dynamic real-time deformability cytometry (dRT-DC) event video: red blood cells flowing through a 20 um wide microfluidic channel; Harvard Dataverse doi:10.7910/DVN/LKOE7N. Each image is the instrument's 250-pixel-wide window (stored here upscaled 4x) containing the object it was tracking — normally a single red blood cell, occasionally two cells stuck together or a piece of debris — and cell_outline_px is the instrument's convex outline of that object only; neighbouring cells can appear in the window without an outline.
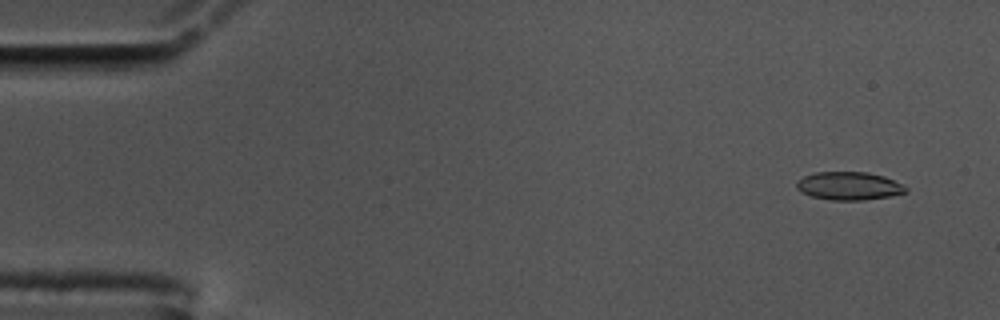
{"species": "common noctule bat (a hibernating species)", "species_latin": "Nyctalus noctula", "temperature_condition": "cold", "stored_images_in_passage": 57, "camera_frame_rate_fps": 3000, "um_per_image_px": 0.085, "animal": {"sex": "male", "body_mass_g": 17.5, "forearm_length_mm": 52.3}, "frame": {"image": 1, "passage_image": 4, "time_ms": 1.0, "image_size_px": [1000, 320], "cell_outline_px": [[908, 192], [892, 196], [864, 200], [832, 200], [812, 196], [800, 192], [796, 188], [796, 180], [804, 176], [816, 172], [868, 172], [884, 176], [904, 184], [908, 188]], "centroid_in_image_um": [72.19, 15.8], "position_along_channel_um": 12.8, "area_um2": 18.15}}
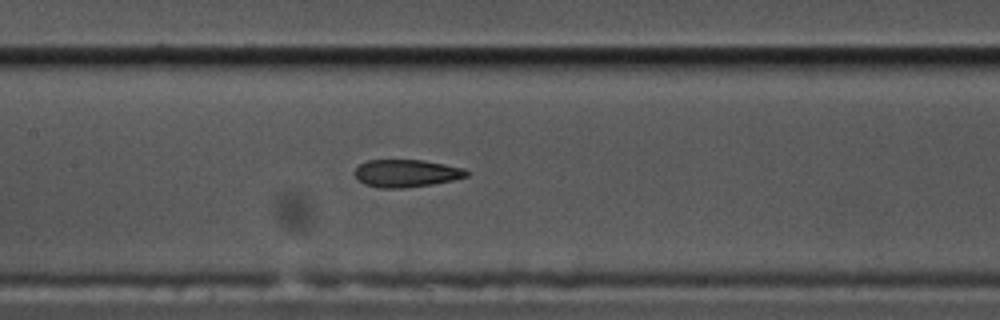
{"frame": {"image": 2, "passage_image": 27, "time_ms": 8.667, "image_size_px": [1000, 320], "cell_outline_px": [[468, 176], [452, 180], [432, 184], [408, 188], [380, 188], [364, 184], [356, 180], [356, 168], [360, 164], [368, 160], [424, 160], [464, 168], [468, 172]], "centroid_in_image_um": [34.53, 14.73], "position_along_channel_um": 172.9, "area_um2": 17.98}}
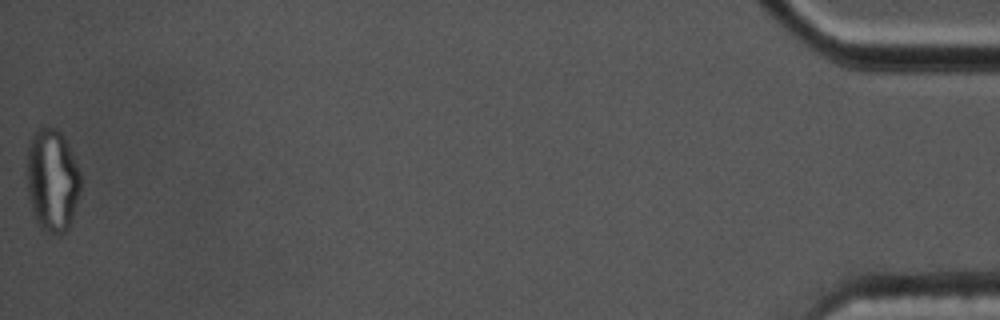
{"frame": {"image": 3, "passage_image": 57, "time_ms": 18.667, "image_size_px": [1000, 320], "cell_outline_px": [[80, 192], [68, 228], [60, 236], [48, 232], [40, 228], [32, 212], [28, 196], [24, 176], [24, 172], [28, 144], [36, 128], [40, 124], [44, 124], [56, 128], [64, 136], [76, 160], [80, 172]], "centroid_in_image_um": [4.39, 15.26], "position_along_channel_um": 430.8, "area_um2": 33.35}, "authors_computed_cell_mechanics": {"area_um2": 18.6694, "velocity_mm_per_s": 3.5603, "shape_relaxation_time_tau1_ms": 7.9361, "shape_relaxation_time_tau2_ms": 2.7992, "deformation_change_tau1": 0.2297, "deformation_change_tau2": 0.1072}}